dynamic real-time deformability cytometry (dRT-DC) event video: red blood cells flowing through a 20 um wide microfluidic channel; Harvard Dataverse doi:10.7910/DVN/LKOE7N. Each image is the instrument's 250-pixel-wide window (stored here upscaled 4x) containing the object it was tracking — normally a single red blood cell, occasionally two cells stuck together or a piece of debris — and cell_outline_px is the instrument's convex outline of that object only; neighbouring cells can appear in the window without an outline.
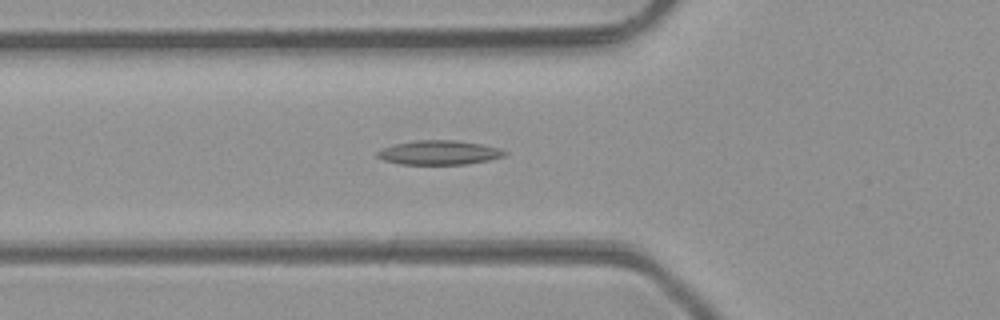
{"species": "common noctule bat (a hibernating species)", "species_latin": "Nyctalus noctula", "temperature_condition": "room temperature", "stored_images_in_passage": 43, "camera_frame_rate_fps": 3000, "um_per_image_px": 0.085, "animal": {"sex": "male", "body_mass_g": 23.1, "forearm_length_mm": 52.7}, "frame": {"image": 1, "passage_image": 12, "time_ms": 3.667, "image_size_px": [1000, 320], "cell_outline_px": [[508, 152], [504, 156], [488, 160], [464, 164], [400, 164], [384, 160], [376, 156], [376, 152], [380, 148], [396, 144], [416, 140], [452, 140], [480, 144], [500, 148]], "centroid_in_image_um": [37.29, 12.97], "position_along_channel_um": 88.5, "area_um2": 17.86}}
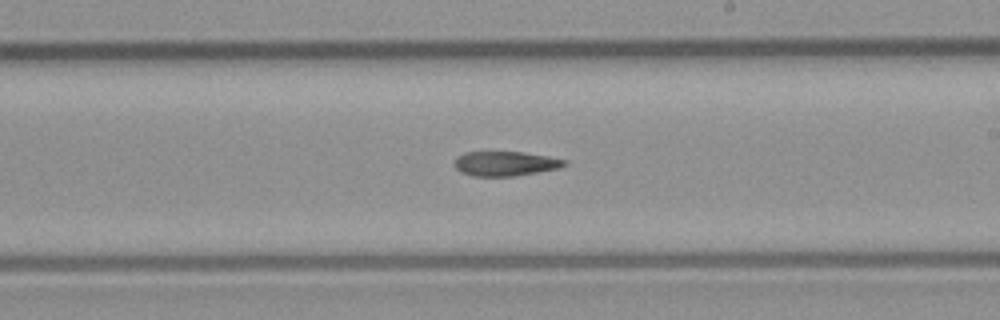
{"frame": {"image": 2, "passage_image": 23, "time_ms": 7.333, "image_size_px": [1000, 320], "cell_outline_px": [[568, 164], [560, 168], [516, 176], [472, 176], [460, 172], [456, 168], [456, 156], [464, 152], [524, 152], [548, 156], [568, 160]], "centroid_in_image_um": [42.99, 13.9], "position_along_channel_um": 246.0, "area_um2": 15.9}}
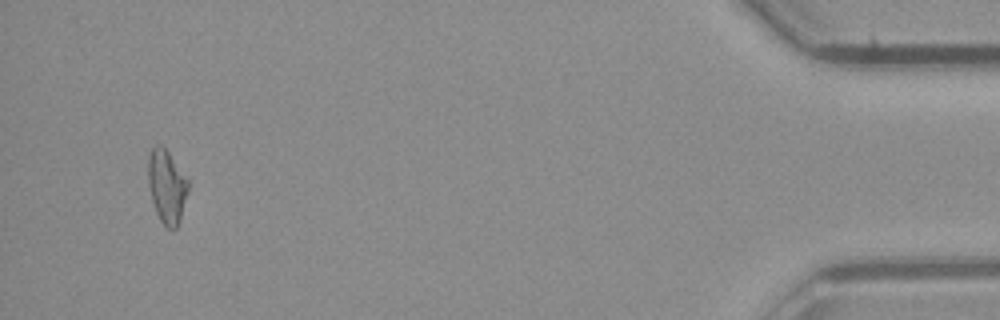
{"frame": {"image": 3, "passage_image": 41, "time_ms": 13.333, "image_size_px": [1000, 320], "cell_outline_px": [[188, 188], [180, 220], [176, 228], [172, 232], [160, 220], [156, 212], [152, 200], [148, 180], [148, 156], [152, 148], [156, 144], [160, 144], [168, 152], [188, 180]], "centroid_in_image_um": [14.16, 15.86], "position_along_channel_um": 421.0, "area_um2": 16.88}}